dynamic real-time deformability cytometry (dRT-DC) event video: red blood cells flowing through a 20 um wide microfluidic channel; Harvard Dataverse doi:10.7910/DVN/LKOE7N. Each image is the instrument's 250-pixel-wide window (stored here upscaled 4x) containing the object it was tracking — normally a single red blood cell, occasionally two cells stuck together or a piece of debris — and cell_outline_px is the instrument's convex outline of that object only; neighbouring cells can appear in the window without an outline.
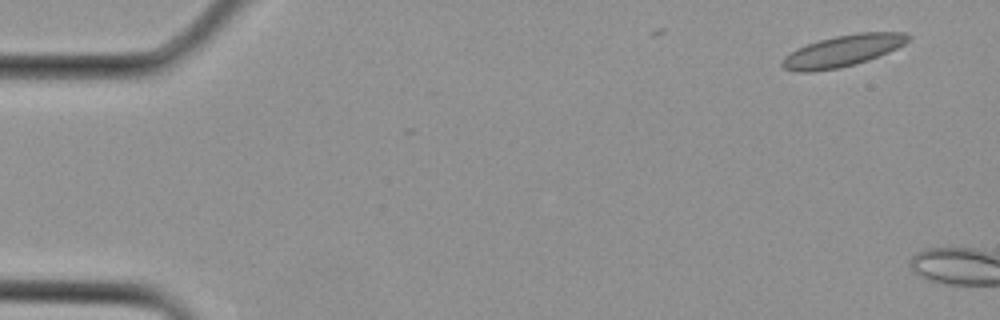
{"species": "Egyptian fruit bat (a non-hibernating species)", "species_latin": "Rousettus aegyptiacus", "temperature_condition": "cold", "stored_images_in_passage": 2, "camera_frame_rate_fps": 3000, "um_per_image_px": 0.085, "animal": {"sex": "female"}, "frame": {"image": 1, "passage_image": 1, "time_ms": 0.0, "image_size_px": [1000, 320], "cell_outline_px": [[912, 36], [904, 44], [880, 56], [856, 64], [840, 68], [812, 72], [796, 72], [784, 68], [780, 64], [784, 56], [796, 48], [820, 40], [836, 36], [860, 32], [908, 32]], "centroid_in_image_um": [71.63, 4.33], "position_along_channel_um": 13.4, "area_um2": 23.24}}